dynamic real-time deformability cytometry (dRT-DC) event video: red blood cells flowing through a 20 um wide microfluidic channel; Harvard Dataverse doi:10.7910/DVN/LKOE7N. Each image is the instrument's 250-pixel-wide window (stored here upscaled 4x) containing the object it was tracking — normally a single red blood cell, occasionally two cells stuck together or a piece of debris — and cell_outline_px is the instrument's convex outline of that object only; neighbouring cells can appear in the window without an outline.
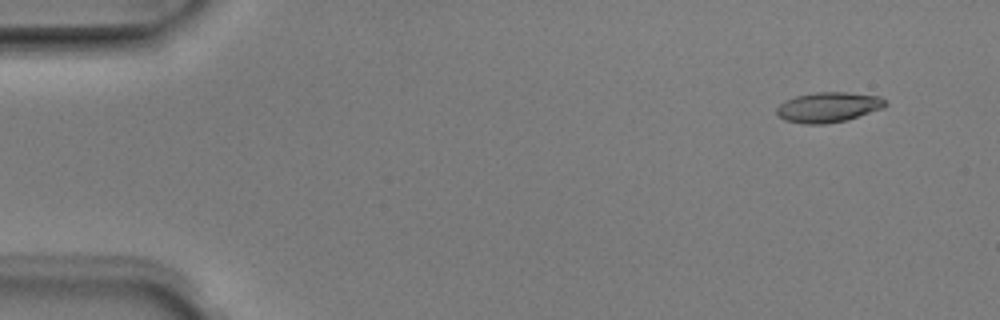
{"species": "Egyptian fruit bat (a non-hibernating species)", "species_latin": "Rousettus aegyptiacus", "temperature_condition": "room temperature", "stored_images_in_passage": 4, "camera_frame_rate_fps": 3000, "um_per_image_px": 0.085, "animal": {"sex": "male"}, "frame": {"image": 1, "passage_image": 1, "time_ms": 0.0, "image_size_px": [1000, 320], "cell_outline_px": [[888, 104], [884, 108], [844, 120], [824, 124], [804, 124], [784, 120], [776, 112], [776, 108], [784, 100], [796, 96], [816, 92], [848, 92], [880, 96]], "centroid_in_image_um": [70.4, 9.1], "position_along_channel_um": 14.6, "area_um2": 19.02}}
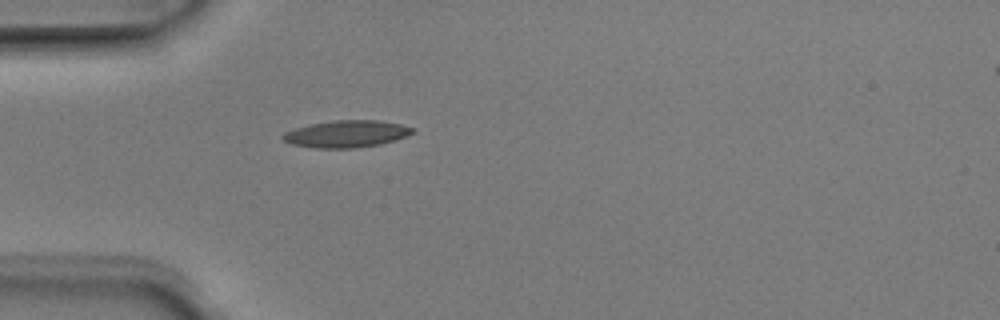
{"frame": {"image": 2, "passage_image": 4, "time_ms": 1.0, "image_size_px": [1000, 320], "cell_outline_px": [[412, 132], [404, 136], [380, 144], [356, 148], [316, 148], [292, 144], [284, 140], [280, 136], [284, 132], [308, 124], [332, 120], [376, 120], [400, 124], [412, 128]], "centroid_in_image_um": [29.37, 11.38], "position_along_channel_um": 55.6, "area_um2": 20.17}}